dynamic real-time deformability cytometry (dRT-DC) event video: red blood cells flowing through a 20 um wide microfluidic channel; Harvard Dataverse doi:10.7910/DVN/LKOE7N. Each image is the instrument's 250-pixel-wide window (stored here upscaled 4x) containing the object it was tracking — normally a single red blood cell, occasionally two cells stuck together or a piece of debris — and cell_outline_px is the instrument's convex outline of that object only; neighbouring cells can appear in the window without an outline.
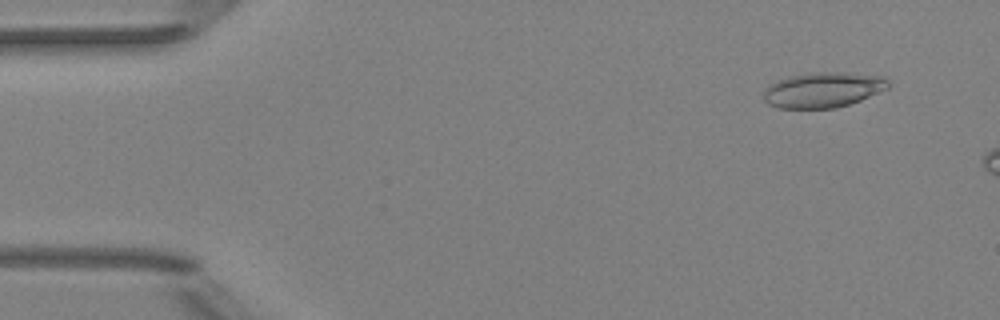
{"species": "Egyptian fruit bat (a non-hibernating species)", "species_latin": "Rousettus aegyptiacus", "temperature_condition": "room temperature", "stored_images_in_passage": 12, "camera_frame_rate_fps": 3000, "um_per_image_px": 0.085, "animal": {"sex": "female"}, "frame": {"image": 1, "passage_image": 4, "time_ms": 1.0, "image_size_px": [1000, 320], "cell_outline_px": [[888, 88], [860, 100], [836, 108], [780, 108], [768, 104], [764, 100], [764, 92], [768, 84], [776, 80], [792, 76], [816, 72], [848, 72], [880, 76], [888, 80]], "centroid_in_image_um": [69.94, 7.63], "position_along_channel_um": 15.1, "area_um2": 25.49}}